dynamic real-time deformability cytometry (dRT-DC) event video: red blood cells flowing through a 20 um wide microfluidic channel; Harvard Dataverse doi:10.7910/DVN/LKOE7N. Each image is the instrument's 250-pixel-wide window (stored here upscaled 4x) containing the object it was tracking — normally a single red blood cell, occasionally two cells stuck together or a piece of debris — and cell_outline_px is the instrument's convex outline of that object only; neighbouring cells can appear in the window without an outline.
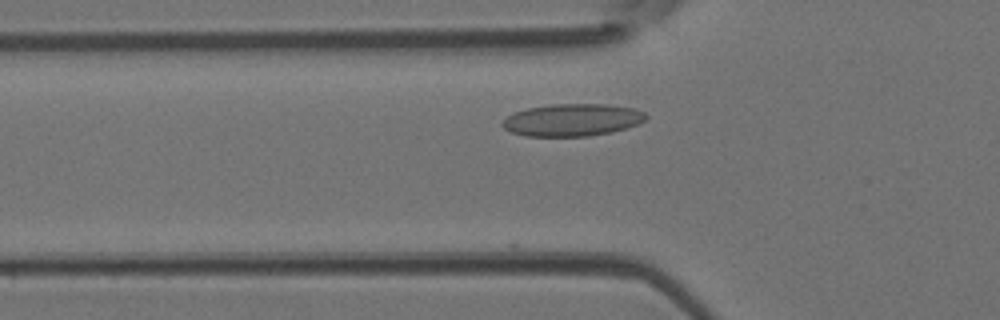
{"species": "Egyptian fruit bat (a non-hibernating species)", "species_latin": "Rousettus aegyptiacus", "temperature_condition": "room temperature", "stored_images_in_passage": 34, "camera_frame_rate_fps": 3000, "um_per_image_px": 0.085, "animal": {"sex": "female"}, "frame": {"image": 1, "passage_image": 2, "time_ms": 0.333, "image_size_px": [1000, 320], "cell_outline_px": [[648, 116], [644, 120], [636, 124], [612, 132], [588, 136], [524, 136], [512, 132], [504, 128], [500, 124], [508, 116], [516, 112], [528, 108], [552, 104], [604, 104], [632, 108], [644, 112]], "centroid_in_image_um": [48.62, 10.2], "position_along_channel_um": 77.2, "area_um2": 26.76}}
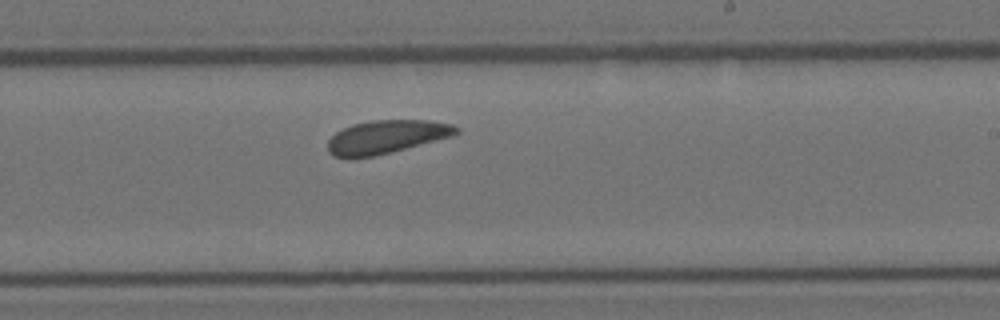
{"frame": {"image": 2, "passage_image": 15, "time_ms": 4.667, "image_size_px": [1000, 320], "cell_outline_px": [[460, 132], [456, 136], [376, 156], [332, 156], [328, 152], [328, 140], [336, 132], [352, 124], [372, 120], [428, 120], [452, 124], [460, 128]], "centroid_in_image_um": [32.93, 11.62], "position_along_channel_um": 256.1, "area_um2": 25.03}}
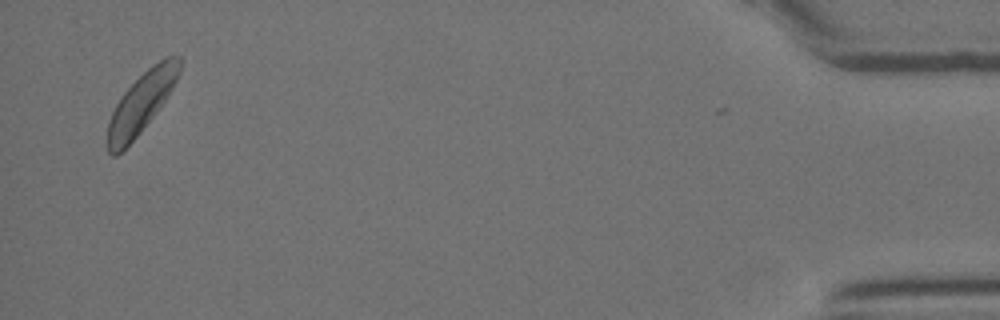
{"frame": {"image": 3, "passage_image": 33, "time_ms": 10.667, "image_size_px": [1000, 320], "cell_outline_px": [[180, 72], [172, 88], [156, 112], [140, 132], [116, 156], [112, 156], [108, 152], [104, 144], [108, 120], [120, 96], [152, 64], [164, 56], [180, 56]], "centroid_in_image_um": [11.95, 8.77], "position_along_channel_um": 423.3, "area_um2": 25.14}, "authors_computed_cell_mechanics": {"area_um2": 25.0852, "velocity_mm_per_s": 4.138, "shape_relaxation_time_tau1_ms": 5.3711, "shape_relaxation_time_tau2_ms": 3.2923, "deformation_change_tau1": 0.0483, "deformation_change_tau2": 0.1107}}